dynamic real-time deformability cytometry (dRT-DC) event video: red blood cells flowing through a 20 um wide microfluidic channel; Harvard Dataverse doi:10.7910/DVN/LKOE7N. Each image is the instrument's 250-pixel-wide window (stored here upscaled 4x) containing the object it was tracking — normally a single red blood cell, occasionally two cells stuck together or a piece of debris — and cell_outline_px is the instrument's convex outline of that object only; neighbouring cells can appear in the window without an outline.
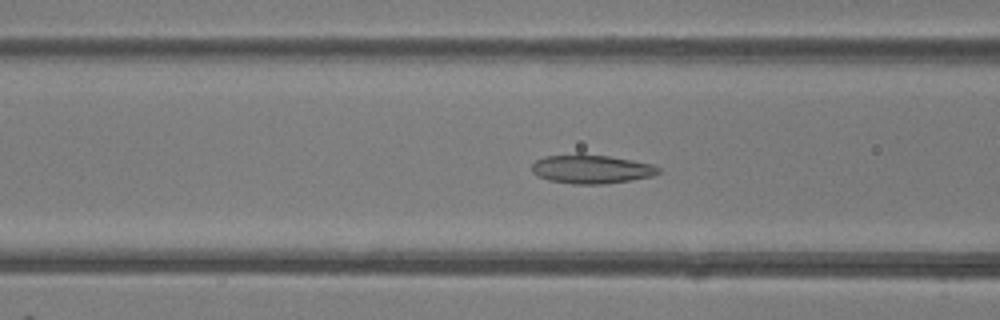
{"species": "common noctule bat (a hibernating species)", "species_latin": "Nyctalus noctula", "temperature_condition": "room temperature", "stored_images_in_passage": 47, "camera_frame_rate_fps": 3000, "um_per_image_px": 0.085, "animal": {"sex": "female"}, "frame": {"image": 1, "passage_image": 18, "time_ms": 5.667, "image_size_px": [1000, 320], "cell_outline_px": [[660, 172], [652, 176], [632, 180], [604, 184], [572, 184], [548, 180], [536, 176], [532, 172], [532, 164], [536, 160], [544, 156], [576, 152], [580, 152], [608, 156], [632, 160], [652, 164], [660, 168]], "centroid_in_image_um": [50.22, 14.35], "position_along_channel_um": 116.4, "area_um2": 21.79}}
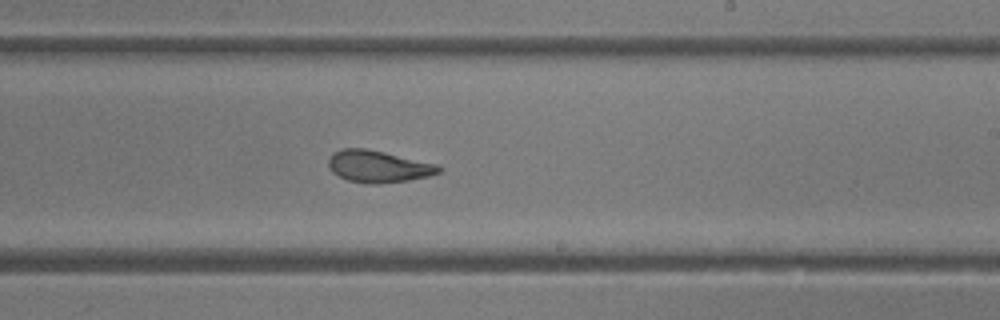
{"frame": {"image": 2, "passage_image": 28, "time_ms": 9.0, "image_size_px": [1000, 320], "cell_outline_px": [[444, 168], [440, 172], [428, 176], [408, 180], [376, 184], [364, 184], [348, 180], [332, 172], [328, 168], [328, 160], [332, 152], [340, 148], [364, 148], [384, 152], [436, 164]], "centroid_in_image_um": [32.11, 14.15], "position_along_channel_um": 256.9, "area_um2": 20.58}}
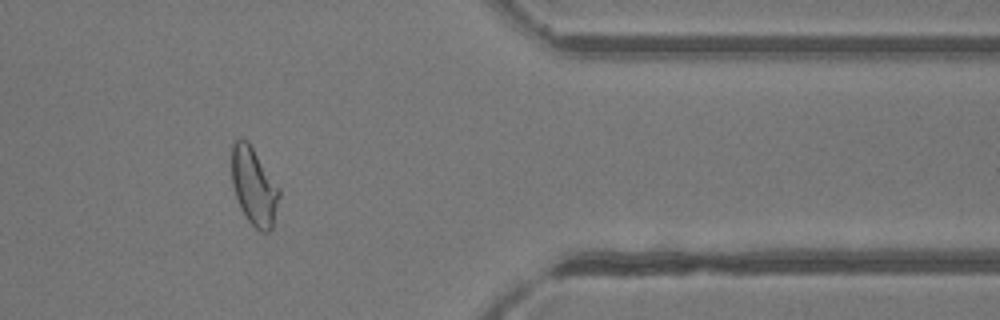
{"frame": {"image": 3, "passage_image": 39, "time_ms": 12.667, "image_size_px": [1000, 320], "cell_outline_px": [[280, 196], [272, 228], [268, 232], [260, 232], [248, 220], [240, 208], [232, 184], [232, 144], [240, 136], [248, 140], [280, 188]], "centroid_in_image_um": [21.59, 15.82], "position_along_channel_um": 389.8, "area_um2": 21.62}, "authors_computed_cell_mechanics": {"area_um2": 22.0796, "velocity_mm_per_s": 4.2145, "shape_relaxation_time_tau1_ms": 9.6819, "shape_relaxation_time_tau2_ms": 1.5907, "deformation_change_tau1": 0.2245, "deformation_change_tau2": 0.0708}}